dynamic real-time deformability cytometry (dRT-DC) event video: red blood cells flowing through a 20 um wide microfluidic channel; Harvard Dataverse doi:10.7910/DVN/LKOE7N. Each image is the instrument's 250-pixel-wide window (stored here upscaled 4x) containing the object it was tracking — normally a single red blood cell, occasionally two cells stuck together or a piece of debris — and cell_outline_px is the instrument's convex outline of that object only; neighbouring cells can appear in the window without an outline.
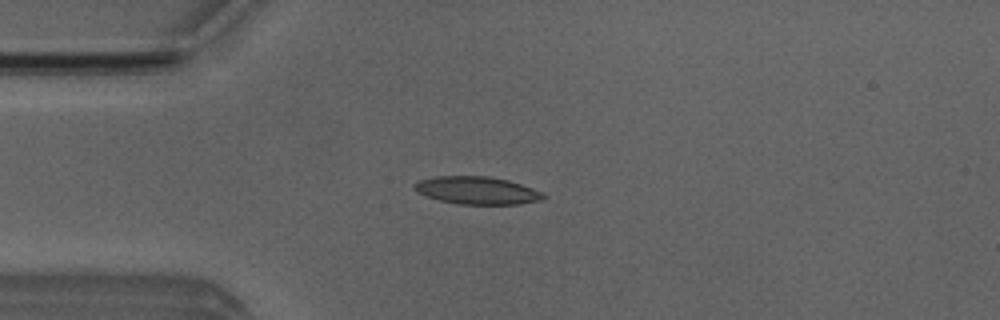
{"species": "Egyptian fruit bat (a non-hibernating species)", "species_latin": "Rousettus aegyptiacus", "temperature_condition": "room temperature", "stored_images_in_passage": 52, "camera_frame_rate_fps": 3000, "um_per_image_px": 0.085, "animal": {"sex": "male"}, "frame": {"image": 1, "passage_image": 13, "time_ms": 4.0, "image_size_px": [1000, 320], "cell_outline_px": [[548, 196], [544, 200], [520, 204], [456, 204], [440, 200], [416, 192], [412, 188], [412, 184], [420, 180], [436, 176], [488, 176], [508, 180], [544, 192]], "centroid_in_image_um": [40.57, 16.19], "position_along_channel_um": 44.4, "area_um2": 20.98}}
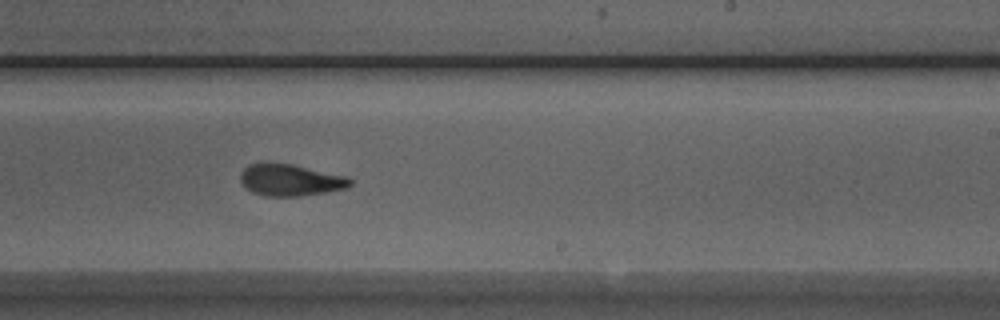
{"frame": {"image": 2, "passage_image": 31, "time_ms": 10.0, "image_size_px": [1000, 320], "cell_outline_px": [[352, 184], [348, 188], [300, 196], [268, 196], [252, 192], [240, 180], [240, 172], [248, 164], [292, 164], [348, 176], [352, 180]], "centroid_in_image_um": [24.72, 15.31], "position_along_channel_um": 264.3, "area_um2": 20.06}}
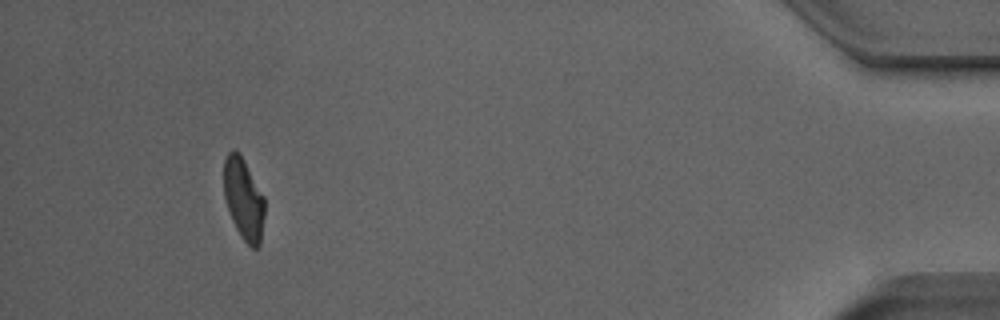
{"frame": {"image": 3, "passage_image": 48, "time_ms": 15.667, "image_size_px": [1000, 320], "cell_outline_px": [[264, 216], [260, 244], [256, 248], [252, 248], [244, 240], [236, 228], [232, 220], [224, 196], [224, 160], [228, 152], [232, 148], [236, 148], [240, 152], [264, 196]], "centroid_in_image_um": [20.7, 16.86], "position_along_channel_um": 414.5, "area_um2": 19.42}, "authors_computed_cell_mechanics": {"area_um2": 20.3745, "velocity_mm_per_s": 3.9379, "shape_relaxation_time_tau1_ms": 5.4467, "shape_relaxation_time_tau2_ms": 1.8957, "deformation_change_tau1": 0.1659, "deformation_change_tau2": 0.0905}}